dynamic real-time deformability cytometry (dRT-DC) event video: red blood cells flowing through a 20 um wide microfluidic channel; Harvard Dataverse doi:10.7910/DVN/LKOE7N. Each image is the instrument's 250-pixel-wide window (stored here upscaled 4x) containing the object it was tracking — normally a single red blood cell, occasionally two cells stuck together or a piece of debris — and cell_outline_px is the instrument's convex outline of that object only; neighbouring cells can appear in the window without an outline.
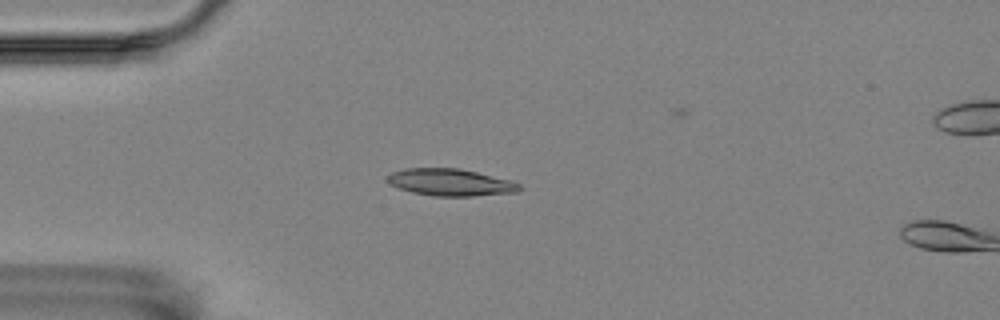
{"species": "Egyptian fruit bat (a non-hibernating species)", "species_latin": "Rousettus aegyptiacus", "temperature_condition": "room temperature", "stored_images_in_passage": 9, "camera_frame_rate_fps": 3000, "um_per_image_px": 0.085, "animal": {"sex": "female"}, "frame": {"image": 1, "passage_image": 7, "time_ms": 2.0, "image_size_px": [1000, 320], "cell_outline_px": [[520, 188], [516, 192], [472, 196], [432, 196], [412, 192], [400, 188], [392, 184], [388, 180], [388, 176], [392, 172], [404, 168], [460, 168], [512, 180], [520, 184]], "centroid_in_image_um": [38.32, 15.49], "position_along_channel_um": 46.7, "area_um2": 20.69}}